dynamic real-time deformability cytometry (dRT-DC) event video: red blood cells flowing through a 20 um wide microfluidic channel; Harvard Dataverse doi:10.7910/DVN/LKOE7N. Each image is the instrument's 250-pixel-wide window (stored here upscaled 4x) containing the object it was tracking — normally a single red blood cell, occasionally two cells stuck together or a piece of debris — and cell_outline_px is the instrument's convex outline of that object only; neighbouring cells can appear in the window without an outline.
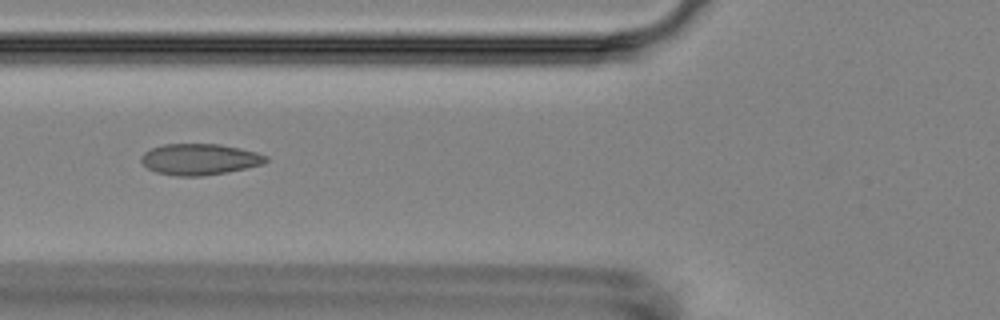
{"species": "Egyptian fruit bat (a non-hibernating species)", "species_latin": "Rousettus aegyptiacus", "temperature_condition": "room temperature", "stored_images_in_passage": 11, "camera_frame_rate_fps": 3000, "um_per_image_px": 0.085, "animal": {"sex": "female"}, "frame": {"image": 1, "passage_image": 2, "time_ms": 1.0, "image_size_px": [1000, 320], "cell_outline_px": [[268, 160], [264, 164], [228, 172], [200, 176], [176, 176], [156, 172], [148, 168], [140, 160], [140, 156], [144, 152], [152, 148], [164, 144], [220, 144], [240, 148], [256, 152], [268, 156]], "centroid_in_image_um": [16.98, 13.54], "position_along_channel_um": 108.8, "area_um2": 22.72}}
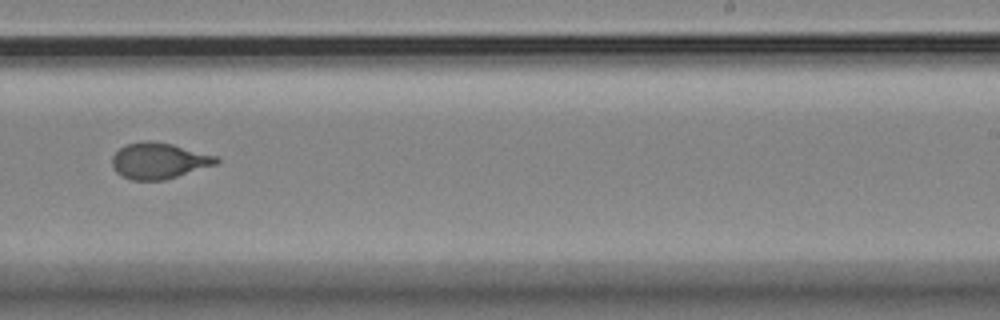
{"frame": {"image": 2, "passage_image": 6, "time_ms": 5.667, "image_size_px": [1000, 320], "cell_outline_px": [[220, 160], [216, 164], [164, 180], [132, 180], [120, 176], [112, 168], [112, 156], [124, 144], [148, 140], [172, 144], [216, 156]], "centroid_in_image_um": [13.45, 13.66], "position_along_channel_um": 275.6, "area_um2": 21.79}}
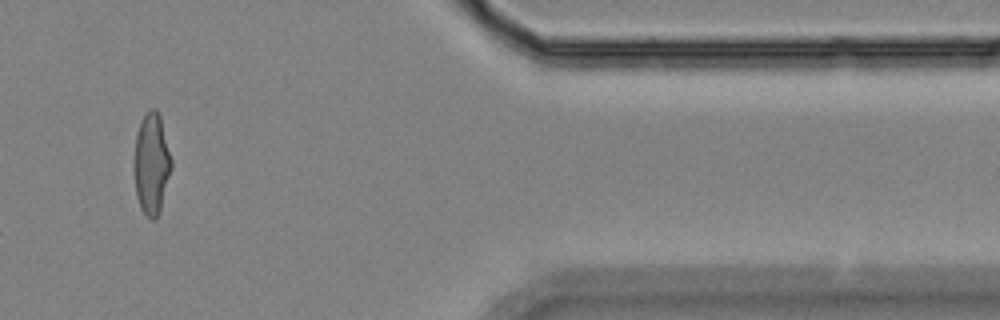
{"frame": {"image": 3, "passage_image": 9, "time_ms": 10.0, "image_size_px": [1000, 320], "cell_outline_px": [[172, 168], [160, 212], [156, 220], [148, 220], [140, 208], [136, 196], [136, 136], [140, 120], [152, 108], [156, 108], [160, 116], [172, 160]], "centroid_in_image_um": [12.92, 13.98], "position_along_channel_um": 398.5, "area_um2": 21.73}}